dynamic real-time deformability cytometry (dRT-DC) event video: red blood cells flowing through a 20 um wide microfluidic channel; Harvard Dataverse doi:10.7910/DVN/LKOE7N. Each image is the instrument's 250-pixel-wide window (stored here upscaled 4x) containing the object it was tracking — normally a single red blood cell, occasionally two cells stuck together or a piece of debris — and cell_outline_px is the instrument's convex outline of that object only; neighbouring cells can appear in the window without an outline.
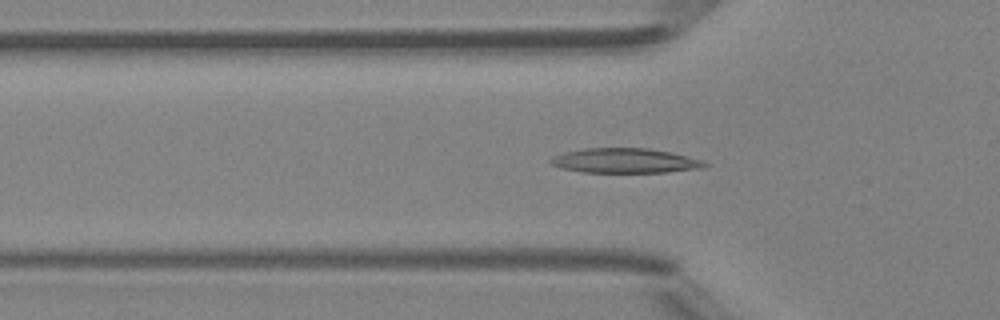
{"species": "Egyptian fruit bat (a non-hibernating species)", "species_latin": "Rousettus aegyptiacus", "temperature_condition": "room temperature", "stored_images_in_passage": 49, "camera_frame_rate_fps": 3000, "um_per_image_px": 0.085, "animal": {"sex": "female"}, "frame": {"image": 1, "passage_image": 16, "time_ms": 5.0, "image_size_px": [1000, 320], "cell_outline_px": [[708, 164], [704, 168], [668, 172], [584, 172], [564, 168], [552, 164], [548, 160], [552, 156], [564, 152], [584, 148], [648, 148], [668, 152], [700, 160]], "centroid_in_image_um": [53.09, 13.66], "position_along_channel_um": 72.7, "area_um2": 21.91}}
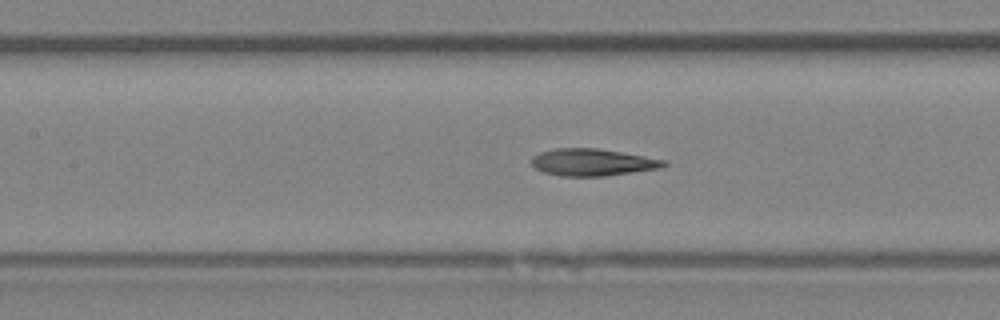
{"frame": {"image": 2, "passage_image": 22, "time_ms": 7.0, "image_size_px": [1000, 320], "cell_outline_px": [[668, 164], [664, 168], [604, 176], [560, 176], [544, 172], [536, 168], [532, 164], [532, 156], [540, 152], [556, 148], [596, 148], [668, 160]], "centroid_in_image_um": [50.41, 13.8], "position_along_channel_um": 157.0, "area_um2": 20.92}}
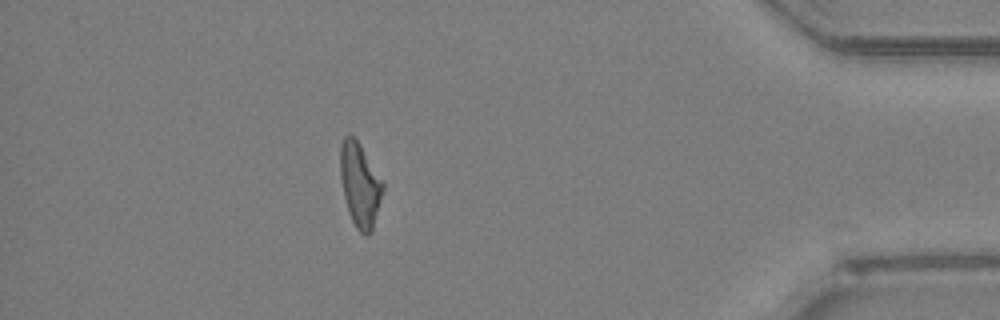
{"frame": {"image": 3, "passage_image": 43, "time_ms": 14.0, "image_size_px": [1000, 320], "cell_outline_px": [[384, 192], [372, 232], [368, 236], [364, 236], [356, 228], [348, 212], [340, 180], [340, 144], [344, 136], [348, 132], [360, 144], [384, 180]], "centroid_in_image_um": [30.61, 15.71], "position_along_channel_um": 404.6, "area_um2": 21.44}, "authors_computed_cell_mechanics": {"area_um2": 21.1548, "velocity_mm_per_s": 4.2221, "shape_relaxation_time_tau1_ms": 5.284, "shape_relaxation_time_tau2_ms": 3.24, "deformation_change_tau1": 0.1859, "deformation_change_tau2": 0.1203}}